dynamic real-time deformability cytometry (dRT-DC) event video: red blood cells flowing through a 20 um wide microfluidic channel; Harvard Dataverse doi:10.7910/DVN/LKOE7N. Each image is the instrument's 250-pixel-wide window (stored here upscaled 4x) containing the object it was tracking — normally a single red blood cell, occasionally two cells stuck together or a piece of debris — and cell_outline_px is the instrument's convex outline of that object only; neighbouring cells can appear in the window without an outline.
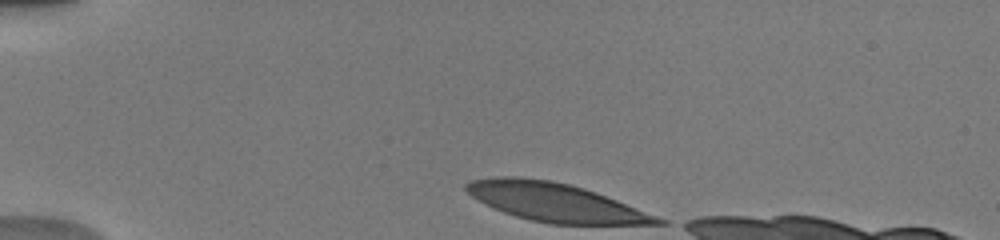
{"species": "human", "species_latin": "Homo sapiens", "temperature_condition": "warm", "stored_images_in_passage": 7, "camera_frame_rate_fps": 3000, "um_per_image_px": 0.085, "donor": {"sex": "male"}, "frame": {"image": 1, "passage_image": 1, "time_ms": 0.0, "image_size_px": [1000, 240], "cell_outline_px": [[668, 224], [548, 224], [516, 216], [504, 212], [484, 204], [472, 196], [464, 188], [464, 184], [468, 180], [500, 176], [512, 176], [548, 180], [568, 184], [584, 188], [596, 192], [668, 220]], "centroid_in_image_um": [47.19, 17.19], "position_along_channel_um": 37.8, "area_um2": 42.71}}
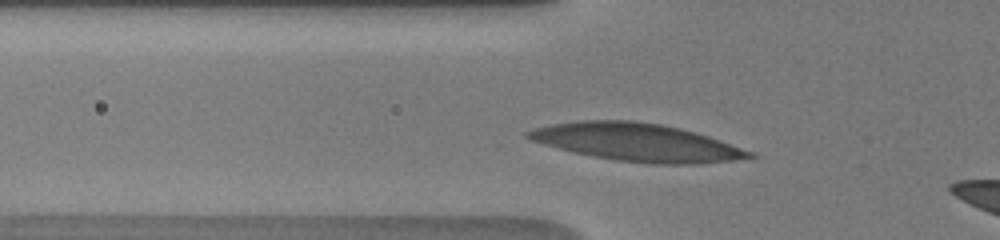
{"frame": {"image": 2, "passage_image": 6, "time_ms": 2.333, "image_size_px": [1000, 240], "cell_outline_px": [[760, 156], [732, 160], [700, 164], [652, 164], [616, 160], [592, 156], [544, 144], [532, 140], [524, 136], [524, 132], [536, 128], [552, 124], [580, 120], [632, 120], [660, 124], [680, 128], [696, 132], [756, 152]], "centroid_in_image_um": [54.2, 12.1], "position_along_channel_um": 71.6, "area_um2": 48.61}}